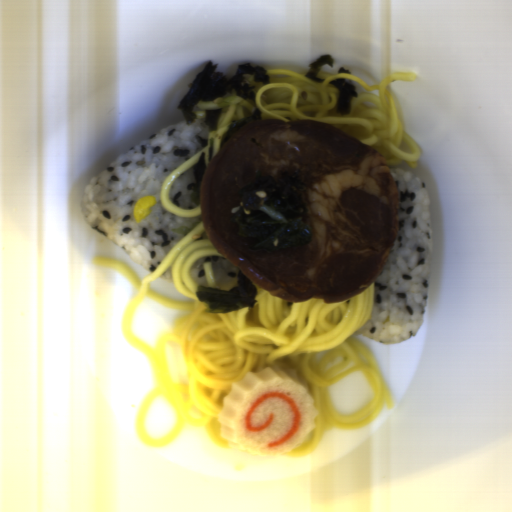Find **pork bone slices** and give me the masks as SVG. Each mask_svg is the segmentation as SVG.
Instances as JSON below:
<instances>
[{"label":"pork bone slices","mask_w":512,"mask_h":512,"mask_svg":"<svg viewBox=\"0 0 512 512\" xmlns=\"http://www.w3.org/2000/svg\"><path fill=\"white\" fill-rule=\"evenodd\" d=\"M256 173L300 178L313 237L261 251L236 231L239 193ZM210 243L238 270L291 303L350 299L382 274L401 220V199L380 152L319 121L257 120L233 133L200 185Z\"/></svg>","instance_id":"pork-bone-slices-1"}]
</instances>
